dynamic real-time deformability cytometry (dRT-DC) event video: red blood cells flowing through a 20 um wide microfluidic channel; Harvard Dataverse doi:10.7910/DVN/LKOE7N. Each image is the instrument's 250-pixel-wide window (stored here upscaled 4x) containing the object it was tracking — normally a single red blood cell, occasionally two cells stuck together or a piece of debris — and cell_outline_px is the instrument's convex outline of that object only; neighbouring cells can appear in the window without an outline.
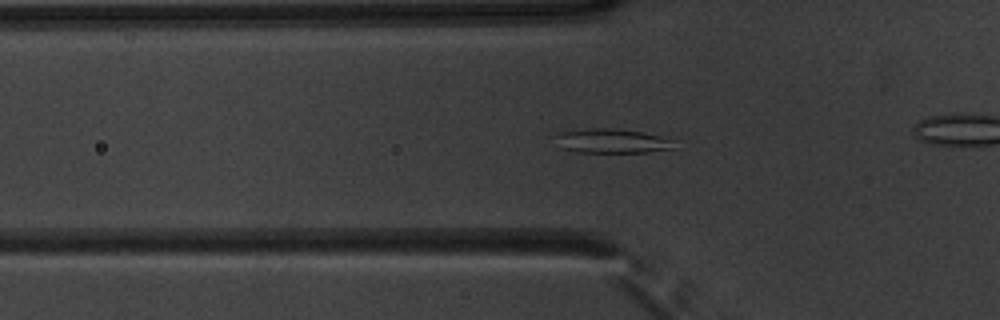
{"species": "common noctule bat (a hibernating species)", "species_latin": "Nyctalus noctula", "temperature_condition": "warm", "stored_images_in_passage": 46, "camera_frame_rate_fps": 3000, "um_per_image_px": 0.085, "animal": {"sex": "male", "body_mass_g": 20.1, "forearm_length_mm": 53.5}, "frame": {"image": 1, "passage_image": 11, "time_ms": 3.333, "image_size_px": [1000, 320], "cell_outline_px": [[672, 148], [648, 152], [576, 152], [564, 148], [556, 136], [560, 132], [588, 128], [612, 128], [640, 132], [672, 140]], "centroid_in_image_um": [51.98, 11.98], "position_along_channel_um": 73.8, "area_um2": 16.18}}
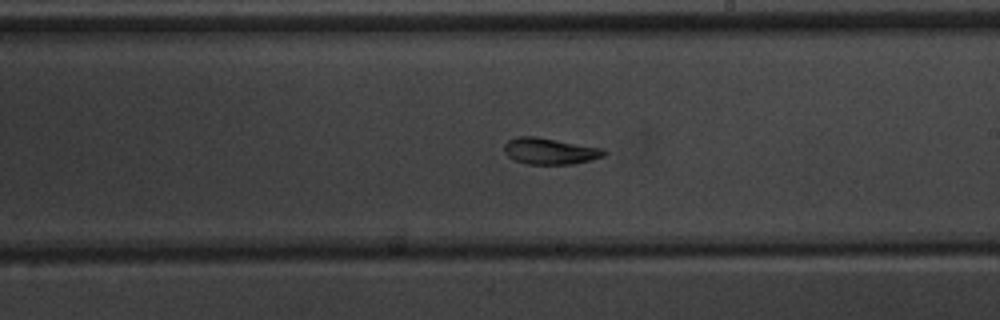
{"frame": {"image": 2, "passage_image": 24, "time_ms": 7.667, "image_size_px": [1000, 320], "cell_outline_px": [[608, 152], [604, 156], [592, 160], [572, 164], [528, 164], [516, 160], [508, 156], [504, 152], [504, 144], [508, 140], [516, 136], [532, 136], [604, 148]], "centroid_in_image_um": [46.76, 12.84], "position_along_channel_um": 242.2, "area_um2": 15.32}}
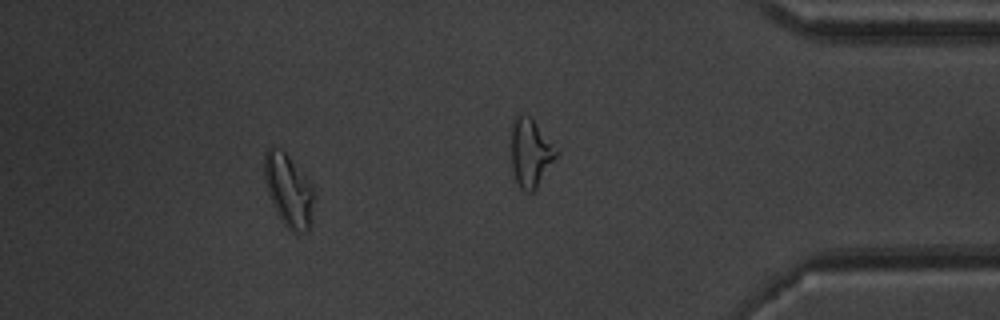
{"frame": {"image": 3, "passage_image": 41, "time_ms": 13.333, "image_size_px": [1000, 320], "cell_outline_px": [[316, 196], [312, 224], [308, 232], [292, 232], [284, 224], [272, 204], [264, 180], [264, 152], [268, 148], [280, 148], [312, 180], [316, 192]], "centroid_in_image_um": [24.6, 16.19], "position_along_channel_um": 410.6, "area_um2": 21.85}, "authors_computed_cell_mechanics": {"area_um2": 16.2707, "velocity_mm_per_s": 3.8768, "shape_relaxation_time_tau1_ms": 7.5227, "shape_relaxation_time_tau2_ms": 3.4163, "deformation_change_tau1": 0.1732, "deformation_change_tau2": 0.0853}}